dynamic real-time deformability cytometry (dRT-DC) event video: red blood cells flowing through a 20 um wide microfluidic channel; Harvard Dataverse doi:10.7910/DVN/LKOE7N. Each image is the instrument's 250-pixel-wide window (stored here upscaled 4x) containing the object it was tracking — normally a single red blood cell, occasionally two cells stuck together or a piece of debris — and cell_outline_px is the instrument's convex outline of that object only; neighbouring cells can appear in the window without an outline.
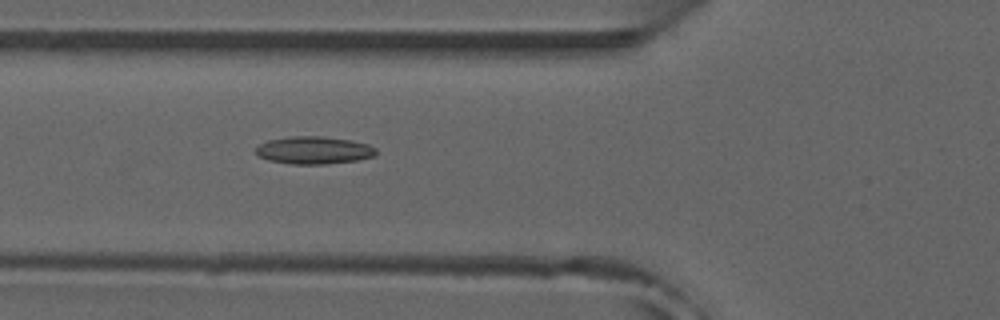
{"species": "common noctule bat (a hibernating species)", "species_latin": "Nyctalus noctula", "temperature_condition": "room temperature", "stored_images_in_passage": 39, "camera_frame_rate_fps": 3000, "um_per_image_px": 0.085, "animal": {"sex": "male", "forearm_length_mm": 52.5}, "frame": {"image": 1, "passage_image": 6, "time_ms": 1.667, "image_size_px": [1000, 320], "cell_outline_px": [[376, 156], [356, 160], [324, 164], [292, 164], [268, 160], [260, 156], [256, 152], [256, 148], [260, 144], [268, 140], [292, 136], [324, 136], [352, 140], [368, 144], [376, 148]], "centroid_in_image_um": [26.71, 12.76], "position_along_channel_um": 99.1, "area_um2": 19.31}, "authors_computed_cell_mechanics": {"area_um2": 17.5134, "velocity_mm_per_s": 3.949, "shape_relaxation_time_tau1_ms": null, "shape_relaxation_time_tau2_ms": 4.8728, "deformation_change_tau1": null, "deformation_change_tau2": 0.1193}}